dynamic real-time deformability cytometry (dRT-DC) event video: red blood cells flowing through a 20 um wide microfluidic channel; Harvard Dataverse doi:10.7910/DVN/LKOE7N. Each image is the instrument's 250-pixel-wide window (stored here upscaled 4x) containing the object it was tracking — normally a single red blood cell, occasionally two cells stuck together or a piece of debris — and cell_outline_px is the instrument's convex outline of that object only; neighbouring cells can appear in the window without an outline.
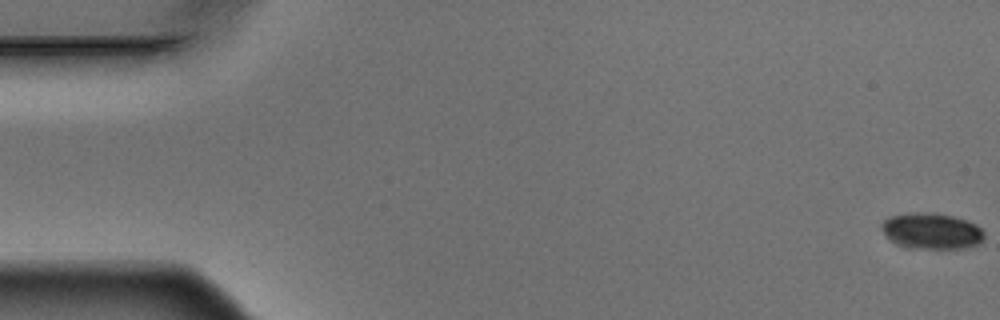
{"species": "Egyptian fruit bat (a non-hibernating species)", "species_latin": "Rousettus aegyptiacus", "temperature_condition": "warm", "stored_images_in_passage": 9, "camera_frame_rate_fps": 3000, "um_per_image_px": 0.085, "animal": {"sex": "male"}, "frame": {"image": 1, "passage_image": 1, "time_ms": 0.0, "image_size_px": [1000, 320], "cell_outline_px": [[984, 236], [976, 244], [964, 248], [920, 248], [900, 244], [892, 240], [880, 228], [880, 224], [888, 216], [908, 212], [932, 212], [952, 216], [968, 220], [976, 224], [984, 232]], "centroid_in_image_um": [79.18, 19.59], "position_along_channel_um": 5.8, "area_um2": 21.33}}
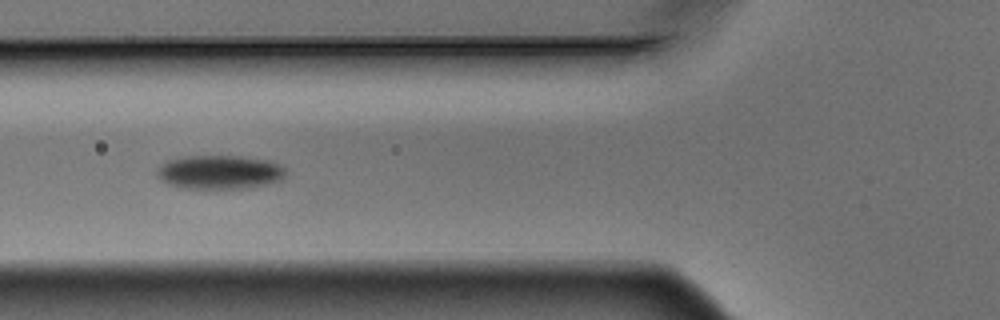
{"frame": {"image": 2, "passage_image": 7, "time_ms": 2.0, "image_size_px": [1000, 320], "cell_outline_px": [[284, 176], [280, 180], [252, 188], [180, 188], [168, 184], [160, 180], [156, 176], [156, 168], [168, 160], [188, 156], [240, 156], [272, 160], [280, 164], [284, 168]], "centroid_in_image_um": [18.65, 14.63], "position_along_channel_um": 107.2, "area_um2": 25.61}}
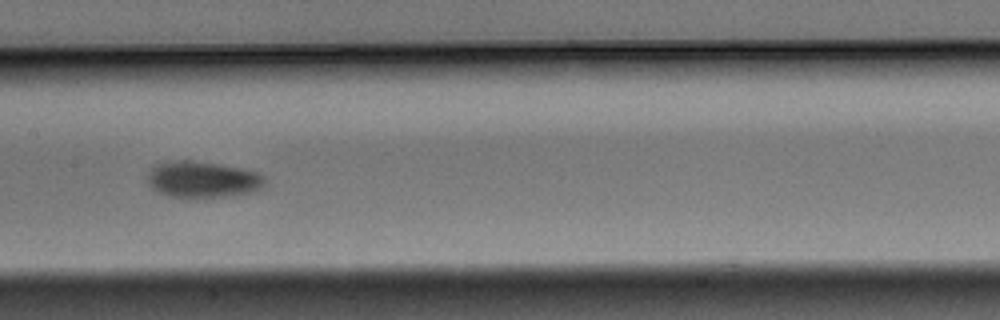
{"frame": {"image": 3, "passage_image": 9, "time_ms": 2.667, "image_size_px": [1000, 320], "cell_outline_px": [[268, 184], [252, 192], [236, 196], [168, 196], [152, 188], [148, 184], [148, 172], [152, 164], [164, 160], [192, 160], [220, 164], [260, 172], [264, 176]], "centroid_in_image_um": [17.23, 15.22], "position_along_channel_um": 190.2, "area_um2": 25.2}}